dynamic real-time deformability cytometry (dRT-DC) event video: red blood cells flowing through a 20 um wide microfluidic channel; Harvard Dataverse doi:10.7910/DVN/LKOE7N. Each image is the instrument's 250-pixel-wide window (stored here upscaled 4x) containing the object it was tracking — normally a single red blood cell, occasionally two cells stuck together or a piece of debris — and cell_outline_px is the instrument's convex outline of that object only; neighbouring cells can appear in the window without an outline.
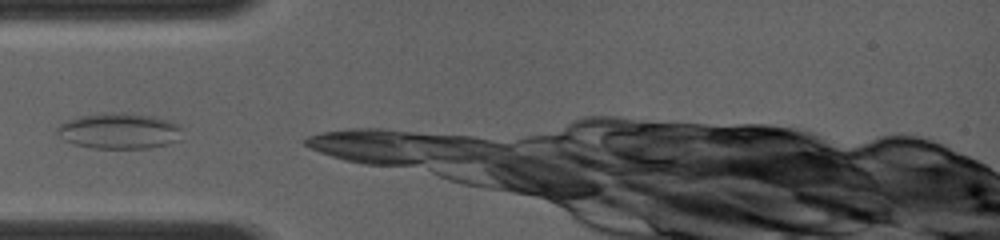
{"species": "common noctule bat (a hibernating species)", "species_latin": "Nyctalus noctula", "temperature_condition": "room temperature", "stored_images_in_passage": 7, "camera_frame_rate_fps": 4000, "um_per_image_px": 0.085, "animal": {"sex": "female", "body_mass_g": 19.0, "forearm_length_mm": 56.7}, "frame": {"image": 1, "passage_image": 1, "time_ms": 0.0, "image_size_px": [1000, 240], "cell_outline_px": [[180, 140], [168, 144], [148, 148], [92, 148], [72, 144], [64, 140], [56, 132], [56, 128], [60, 124], [68, 120], [80, 116], [100, 112], [124, 112], [152, 116], [172, 120], [180, 124]], "centroid_in_image_um": [10.13, 11.12], "position_along_channel_um": 74.9, "area_um2": 26.47}}